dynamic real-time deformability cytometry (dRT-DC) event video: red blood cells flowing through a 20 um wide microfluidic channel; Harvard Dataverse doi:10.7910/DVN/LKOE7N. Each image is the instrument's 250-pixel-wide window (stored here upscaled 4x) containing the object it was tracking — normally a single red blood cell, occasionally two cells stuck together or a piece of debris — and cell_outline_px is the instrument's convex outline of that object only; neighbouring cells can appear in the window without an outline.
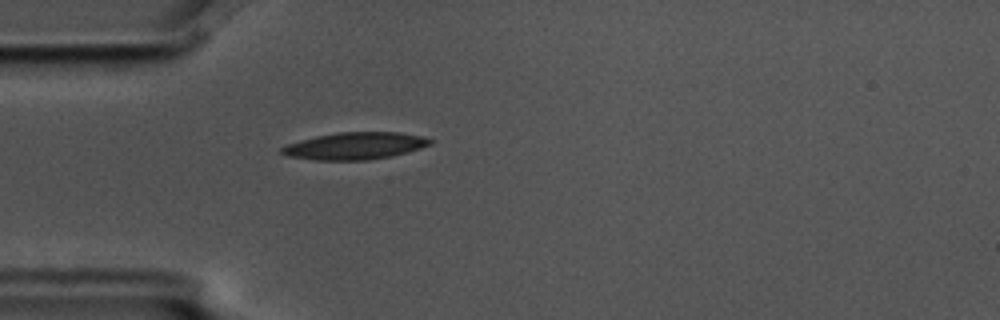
{"species": "common noctule bat (a hibernating species)", "species_latin": "Nyctalus noctula", "temperature_condition": "cold", "stored_images_in_passage": 2, "camera_frame_rate_fps": 3000, "um_per_image_px": 0.085, "animal": {"sex": "male", "body_mass_g": 17.5, "forearm_length_mm": 52.3}, "frame": {"image": 1, "passage_image": 2, "time_ms": 0.333, "image_size_px": [1000, 320], "cell_outline_px": [[432, 144], [420, 148], [392, 156], [368, 160], [316, 160], [288, 156], [280, 152], [280, 148], [288, 144], [300, 140], [316, 136], [340, 132], [400, 132], [424, 136], [432, 140]], "centroid_in_image_um": [30.19, 12.4], "position_along_channel_um": 54.8, "area_um2": 23.41}}